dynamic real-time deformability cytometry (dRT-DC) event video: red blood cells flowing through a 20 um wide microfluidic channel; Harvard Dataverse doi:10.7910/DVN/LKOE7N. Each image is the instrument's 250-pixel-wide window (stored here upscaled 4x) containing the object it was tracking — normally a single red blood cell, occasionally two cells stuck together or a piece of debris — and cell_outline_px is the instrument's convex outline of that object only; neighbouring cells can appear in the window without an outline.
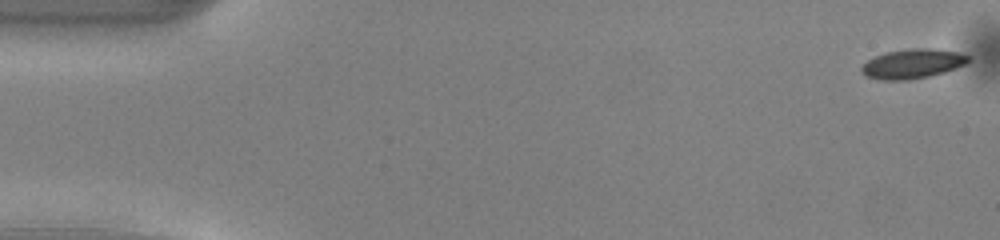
{"species": "common noctule bat (a hibernating species)", "species_latin": "Nyctalus noctula", "temperature_condition": "warm", "stored_images_in_passage": 50, "camera_frame_rate_fps": 3000, "um_per_image_px": 0.085, "animal": {"sex": "male", "body_mass_g": 13.0, "forearm_length_mm": 53.1}, "frame": {"image": 1, "passage_image": 1, "time_ms": 0.0, "image_size_px": [1000, 240], "cell_outline_px": [[972, 56], [964, 64], [956, 68], [944, 72], [928, 76], [908, 80], [876, 80], [860, 72], [860, 68], [868, 60], [876, 56], [888, 52], [912, 48], [932, 48], [956, 52]], "centroid_in_image_um": [77.56, 5.42], "position_along_channel_um": 7.4, "area_um2": 18.21}}
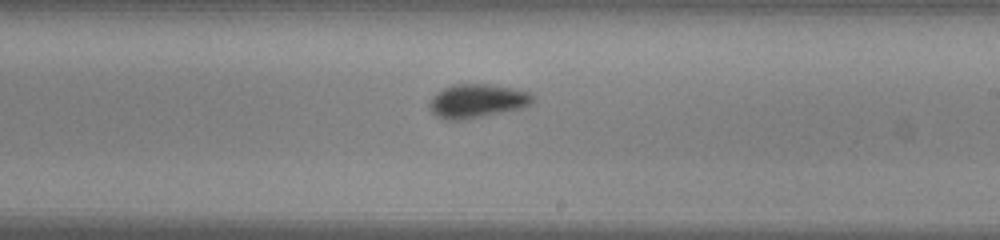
{"frame": {"image": 2, "passage_image": 29, "time_ms": 9.333, "image_size_px": [1000, 240], "cell_outline_px": [[536, 96], [532, 104], [524, 108], [484, 116], [460, 120], [448, 120], [436, 116], [428, 108], [428, 104], [432, 96], [436, 92], [444, 88], [456, 84], [496, 84], [532, 92]], "centroid_in_image_um": [40.61, 8.57], "position_along_channel_um": 248.4, "area_um2": 20.81}}
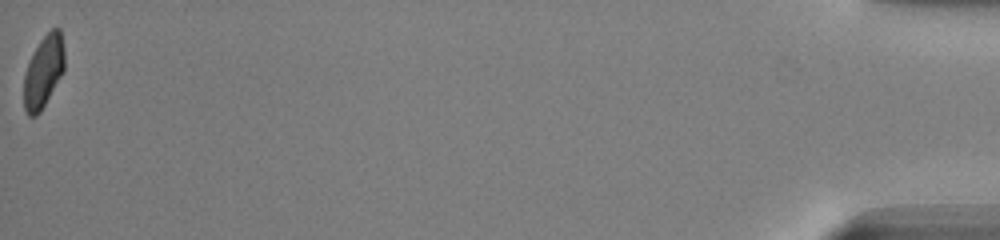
{"frame": {"image": 3, "passage_image": 50, "time_ms": 16.333, "image_size_px": [1000, 240], "cell_outline_px": [[64, 72], [40, 112], [36, 116], [28, 116], [24, 108], [24, 76], [28, 64], [40, 40], [52, 28], [60, 28], [64, 48]], "centroid_in_image_um": [3.71, 6.09], "position_along_channel_um": 431.5, "area_um2": 16.99}, "authors_computed_cell_mechanics": {"area_um2": 18.8428, "velocity_mm_per_s": 4.1211, "shape_relaxation_time_tau1_ms": 2.3803, "shape_relaxation_time_tau2_ms": null, "deformation_change_tau1": 0.0913, "deformation_change_tau2": null}}